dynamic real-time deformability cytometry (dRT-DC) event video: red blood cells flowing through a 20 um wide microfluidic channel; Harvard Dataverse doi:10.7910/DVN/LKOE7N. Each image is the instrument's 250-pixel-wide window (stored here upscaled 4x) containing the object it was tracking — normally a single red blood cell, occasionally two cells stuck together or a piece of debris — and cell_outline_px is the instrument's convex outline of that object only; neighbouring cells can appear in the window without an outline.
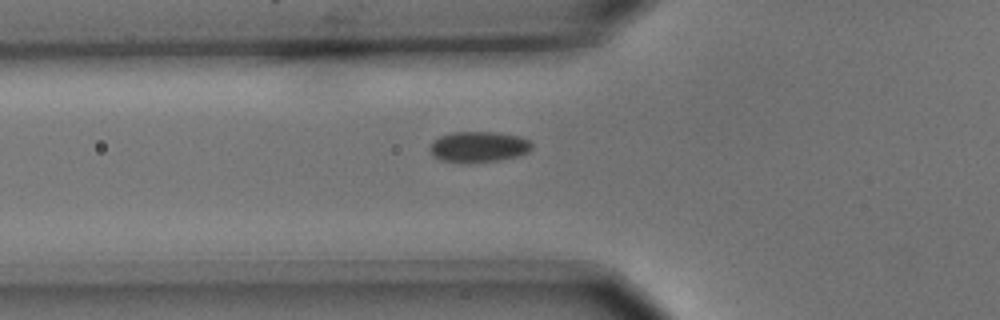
{"species": "common noctule bat (a hibernating species)", "species_latin": "Nyctalus noctula", "temperature_condition": "cold", "stored_images_in_passage": 6, "camera_frame_rate_fps": 3000, "um_per_image_px": 0.085, "animal": {"sex": "male", "body_mass_g": 15.6}, "frame": {"image": 1, "passage_image": 6, "time_ms": 1.667, "image_size_px": [1000, 320], "cell_outline_px": [[532, 148], [528, 152], [520, 156], [500, 160], [440, 160], [432, 156], [428, 148], [428, 144], [432, 140], [440, 136], [452, 132], [496, 132], [520, 136], [528, 140], [532, 144]], "centroid_in_image_um": [40.67, 12.44], "position_along_channel_um": 85.1, "area_um2": 17.98}}